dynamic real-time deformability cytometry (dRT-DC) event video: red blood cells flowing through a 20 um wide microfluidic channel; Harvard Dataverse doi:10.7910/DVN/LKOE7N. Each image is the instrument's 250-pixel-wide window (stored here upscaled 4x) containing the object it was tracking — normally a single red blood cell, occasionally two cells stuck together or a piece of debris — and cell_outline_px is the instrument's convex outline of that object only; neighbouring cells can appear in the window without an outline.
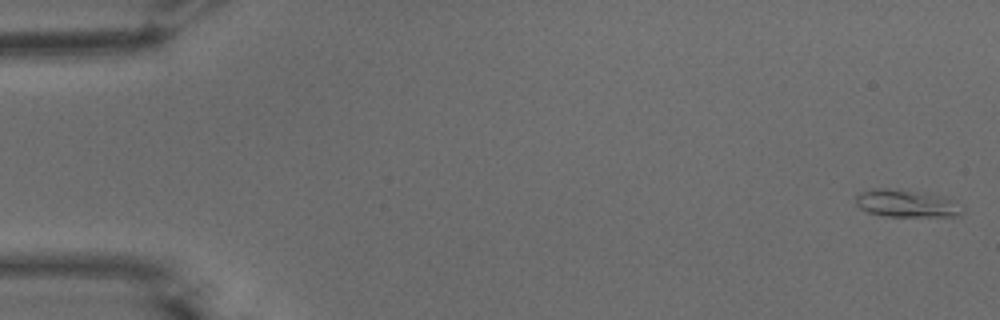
{"species": "common noctule bat (a hibernating species)", "species_latin": "Nyctalus noctula", "temperature_condition": "warm", "stored_images_in_passage": 54, "camera_frame_rate_fps": 3000, "um_per_image_px": 0.085, "animal": {"sex": "male", "body_mass_g": 15.6}, "frame": {"image": 1, "passage_image": 1, "time_ms": 0.0, "image_size_px": [1000, 320], "cell_outline_px": [[964, 212], [960, 216], [888, 216], [868, 212], [860, 208], [856, 204], [856, 192], [872, 188], [884, 188], [940, 196], [964, 208]], "centroid_in_image_um": [76.97, 17.31], "position_along_channel_um": 8.0, "area_um2": 16.59}}
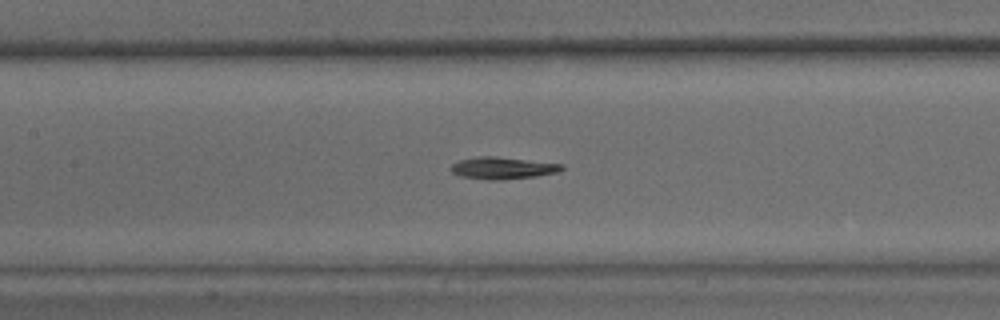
{"frame": {"image": 2, "passage_image": 25, "time_ms": 8.0, "image_size_px": [1000, 320], "cell_outline_px": [[564, 168], [556, 172], [536, 176], [500, 180], [488, 180], [460, 176], [452, 172], [452, 164], [460, 160], [476, 156], [496, 156], [564, 164]], "centroid_in_image_um": [42.72, 14.28], "position_along_channel_um": 164.7, "area_um2": 14.16}}
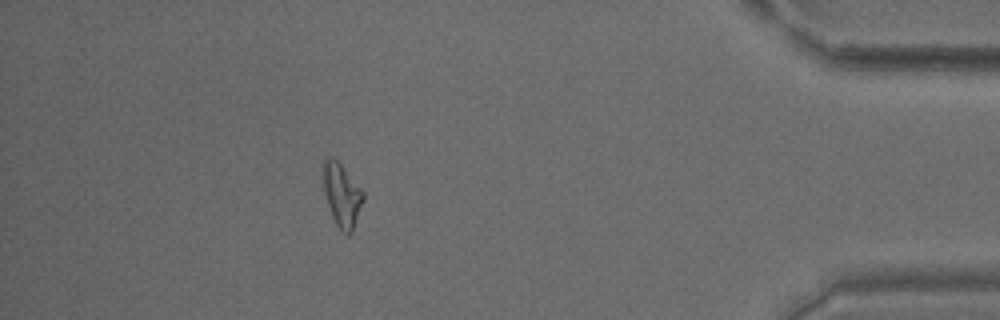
{"frame": {"image": 3, "passage_image": 48, "time_ms": 15.667, "image_size_px": [1000, 320], "cell_outline_px": [[364, 200], [352, 232], [348, 236], [336, 224], [332, 216], [324, 192], [324, 156], [332, 156], [340, 164], [364, 192]], "centroid_in_image_um": [29.07, 16.58], "position_along_channel_um": 406.1, "area_um2": 14.45}, "authors_computed_cell_mechanics": {"area_um2": 14.1321, "velocity_mm_per_s": 3.7665, "shape_relaxation_time_tau1_ms": 5.4132, "shape_relaxation_time_tau2_ms": 9.3259, "deformation_change_tau1": 0.2338, "deformation_change_tau2": 0.201}}